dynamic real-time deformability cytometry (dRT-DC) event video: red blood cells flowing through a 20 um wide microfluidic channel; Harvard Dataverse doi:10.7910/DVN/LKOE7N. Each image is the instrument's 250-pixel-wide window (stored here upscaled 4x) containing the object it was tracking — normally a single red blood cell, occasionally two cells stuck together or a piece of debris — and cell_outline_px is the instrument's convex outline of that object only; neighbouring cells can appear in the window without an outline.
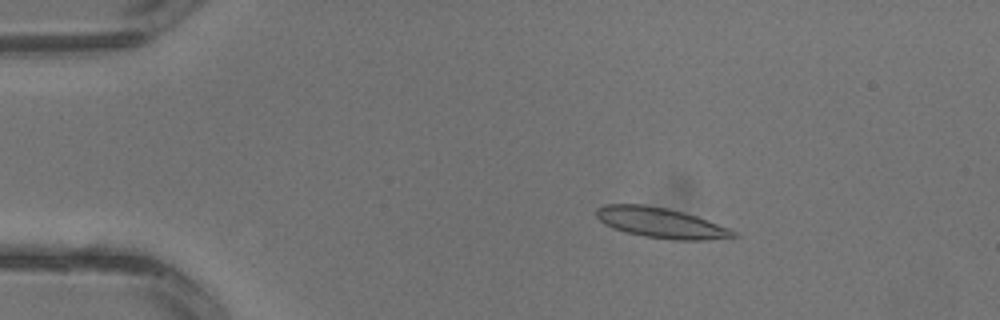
{"species": "common noctule bat (a hibernating species)", "species_latin": "Nyctalus noctula", "temperature_condition": "warm", "stored_images_in_passage": 3, "camera_frame_rate_fps": 3000, "um_per_image_px": 0.085, "animal": {"sex": "male", "body_mass_g": 13.3}, "frame": {"image": 1, "passage_image": 2, "time_ms": 0.333, "image_size_px": [1000, 320], "cell_outline_px": [[740, 236], [708, 240], [672, 240], [644, 236], [624, 232], [612, 228], [604, 224], [596, 216], [596, 208], [604, 204], [640, 204], [664, 208], [684, 212], [696, 216], [728, 228], [736, 232]], "centroid_in_image_um": [56.14, 18.95], "position_along_channel_um": 28.9, "area_um2": 24.16}}